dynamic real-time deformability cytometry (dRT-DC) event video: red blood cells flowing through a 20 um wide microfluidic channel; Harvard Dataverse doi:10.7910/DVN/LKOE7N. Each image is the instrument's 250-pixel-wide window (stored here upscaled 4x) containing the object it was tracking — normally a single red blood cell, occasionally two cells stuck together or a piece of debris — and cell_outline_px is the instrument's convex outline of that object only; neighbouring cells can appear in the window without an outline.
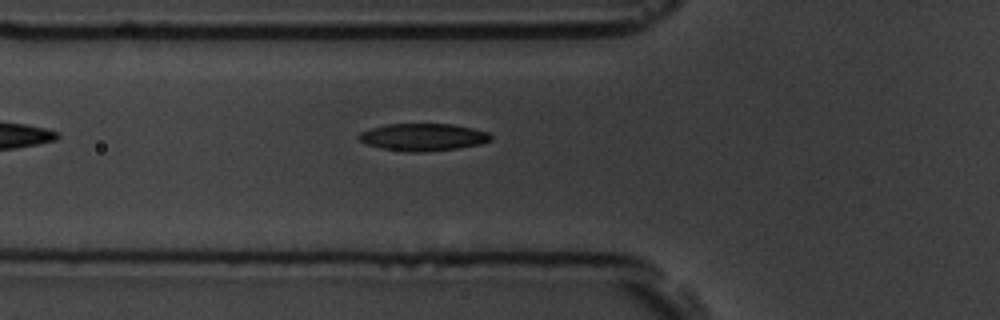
{"species": "common noctule bat (a hibernating species)", "species_latin": "Nyctalus noctula", "temperature_condition": "room temperature", "stored_images_in_passage": 4, "camera_frame_rate_fps": 3000, "um_per_image_px": 0.085, "animal": {"sex": "male", "body_mass_g": 19.5, "forearm_length_mm": 54.6}, "frame": {"image": 1, "passage_image": 4, "time_ms": 3.667, "image_size_px": [1000, 320], "cell_outline_px": [[492, 140], [480, 144], [456, 148], [424, 152], [404, 152], [380, 148], [368, 144], [360, 140], [356, 136], [360, 132], [368, 128], [388, 124], [452, 124], [472, 128], [488, 132], [492, 136]], "centroid_in_image_um": [35.93, 11.65], "position_along_channel_um": 89.9, "area_um2": 21.1}}